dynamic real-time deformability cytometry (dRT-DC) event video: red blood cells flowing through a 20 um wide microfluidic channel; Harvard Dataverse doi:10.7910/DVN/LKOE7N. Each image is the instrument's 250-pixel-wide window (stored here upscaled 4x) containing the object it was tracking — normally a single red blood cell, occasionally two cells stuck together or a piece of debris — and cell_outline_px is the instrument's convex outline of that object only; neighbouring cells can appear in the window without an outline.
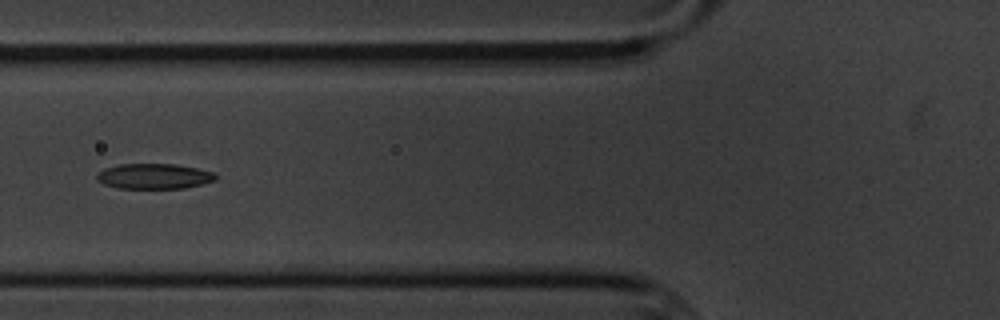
{"species": "common noctule bat (a hibernating species)", "species_latin": "Nyctalus noctula", "temperature_condition": "cold", "stored_images_in_passage": 7, "camera_frame_rate_fps": 3000, "um_per_image_px": 0.085, "animal": {"sex": "male", "body_mass_g": 20.1, "forearm_length_mm": 53.5}, "frame": {"image": 1, "passage_image": 6, "time_ms": 6.0, "image_size_px": [1000, 320], "cell_outline_px": [[216, 180], [184, 188], [116, 188], [104, 184], [96, 180], [96, 172], [104, 168], [120, 164], [176, 164], [196, 168], [212, 172], [216, 176]], "centroid_in_image_um": [13.03, 14.98], "position_along_channel_um": 112.8, "area_um2": 17.51}}
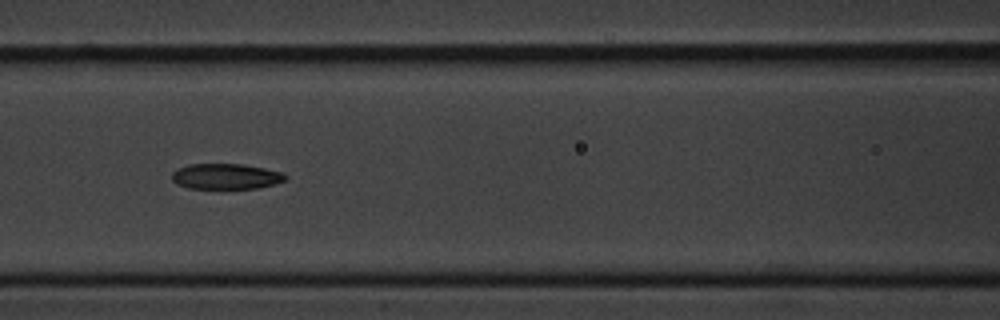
{"frame": {"image": 2, "passage_image": 7, "time_ms": 7.0, "image_size_px": [1000, 320], "cell_outline_px": [[288, 176], [284, 180], [272, 184], [256, 188], [188, 188], [176, 184], [172, 180], [172, 172], [176, 168], [188, 164], [244, 164], [284, 172]], "centroid_in_image_um": [19.17, 14.98], "position_along_channel_um": 147.4, "area_um2": 16.94}}